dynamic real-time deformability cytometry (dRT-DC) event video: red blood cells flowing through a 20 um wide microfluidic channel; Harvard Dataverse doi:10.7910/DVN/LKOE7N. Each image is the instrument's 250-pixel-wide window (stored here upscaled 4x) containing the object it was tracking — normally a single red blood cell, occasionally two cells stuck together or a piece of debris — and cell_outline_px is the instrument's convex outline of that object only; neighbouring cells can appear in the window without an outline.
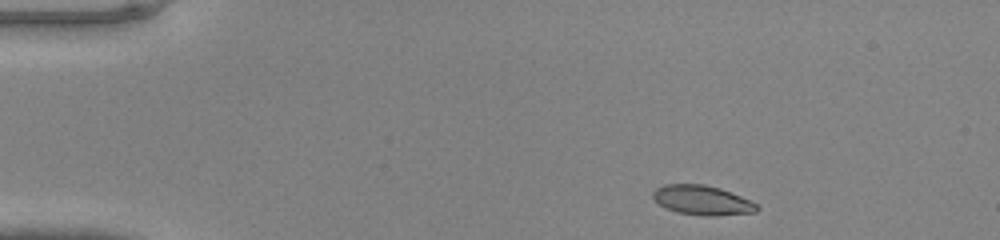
{"species": "common noctule bat (a hibernating species)", "species_latin": "Nyctalus noctula", "temperature_condition": "warm", "stored_images_in_passage": 41, "camera_frame_rate_fps": 3000, "um_per_image_px": 0.085, "animal": {"sex": "male", "body_mass_g": 20.0, "forearm_length_mm": 53.3}, "frame": {"image": 1, "passage_image": 1, "time_ms": 0.0, "image_size_px": [1000, 240], "cell_outline_px": [[760, 208], [756, 212], [716, 216], [704, 216], [676, 212], [660, 204], [652, 196], [652, 192], [656, 188], [664, 184], [704, 184], [720, 188], [752, 200]], "centroid_in_image_um": [59.72, 17.02], "position_along_channel_um": 25.3, "area_um2": 17.98}}
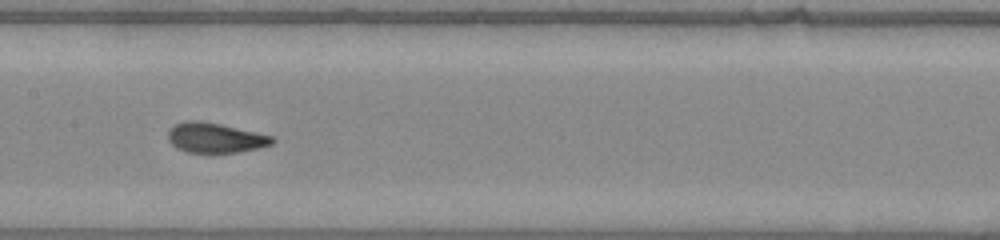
{"frame": {"image": 2, "passage_image": 18, "time_ms": 5.667, "image_size_px": [1000, 240], "cell_outline_px": [[276, 140], [272, 144], [256, 148], [236, 152], [188, 152], [176, 148], [168, 140], [168, 132], [176, 124], [184, 120], [200, 120], [220, 124], [256, 132], [272, 136]], "centroid_in_image_um": [18.27, 11.7], "position_along_channel_um": 189.1, "area_um2": 17.98}}
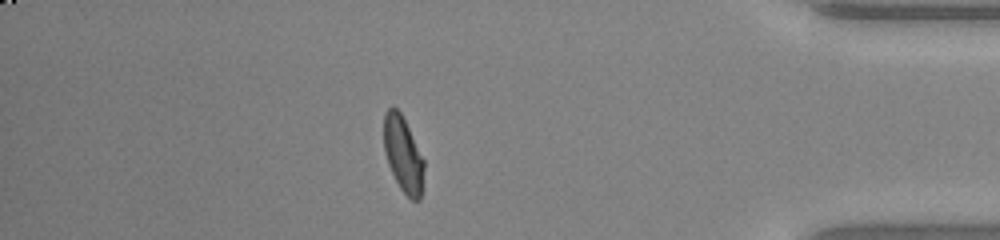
{"frame": {"image": 3, "passage_image": 35, "time_ms": 11.333, "image_size_px": [1000, 240], "cell_outline_px": [[424, 188], [420, 200], [412, 200], [400, 188], [388, 164], [384, 152], [384, 112], [392, 104], [400, 112], [424, 160]], "centroid_in_image_um": [34.27, 13.14], "position_along_channel_um": 400.9, "area_um2": 17.74}}